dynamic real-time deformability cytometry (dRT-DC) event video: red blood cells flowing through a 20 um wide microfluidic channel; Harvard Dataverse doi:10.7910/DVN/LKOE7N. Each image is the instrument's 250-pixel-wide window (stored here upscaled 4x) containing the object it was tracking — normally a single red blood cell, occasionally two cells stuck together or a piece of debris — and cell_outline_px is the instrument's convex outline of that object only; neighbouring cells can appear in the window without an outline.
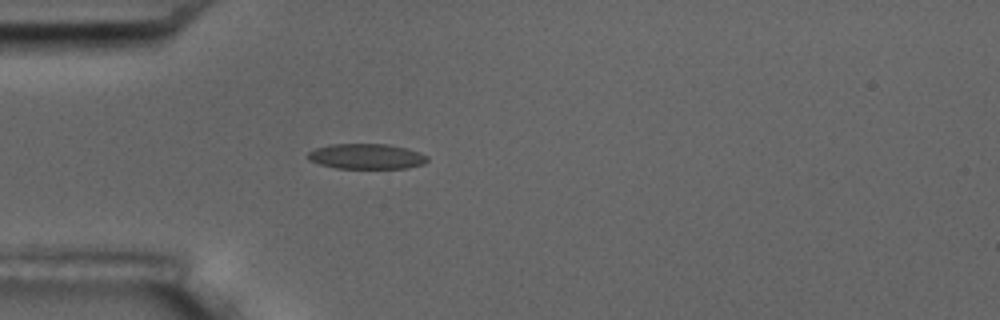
{"species": "common noctule bat (a hibernating species)", "species_latin": "Nyctalus noctula", "temperature_condition": "room temperature", "stored_images_in_passage": 4, "camera_frame_rate_fps": 3000, "um_per_image_px": 0.085, "animal": {"sex": "male", "body_mass_g": 17.5, "forearm_length_mm": 52.3}, "frame": {"image": 1, "passage_image": 4, "time_ms": 4.333, "image_size_px": [1000, 320], "cell_outline_px": [[428, 160], [424, 164], [408, 168], [336, 168], [320, 164], [308, 160], [308, 152], [316, 148], [332, 144], [388, 144], [404, 148], [428, 156]], "centroid_in_image_um": [31.14, 13.3], "position_along_channel_um": 53.9, "area_um2": 17.46}}